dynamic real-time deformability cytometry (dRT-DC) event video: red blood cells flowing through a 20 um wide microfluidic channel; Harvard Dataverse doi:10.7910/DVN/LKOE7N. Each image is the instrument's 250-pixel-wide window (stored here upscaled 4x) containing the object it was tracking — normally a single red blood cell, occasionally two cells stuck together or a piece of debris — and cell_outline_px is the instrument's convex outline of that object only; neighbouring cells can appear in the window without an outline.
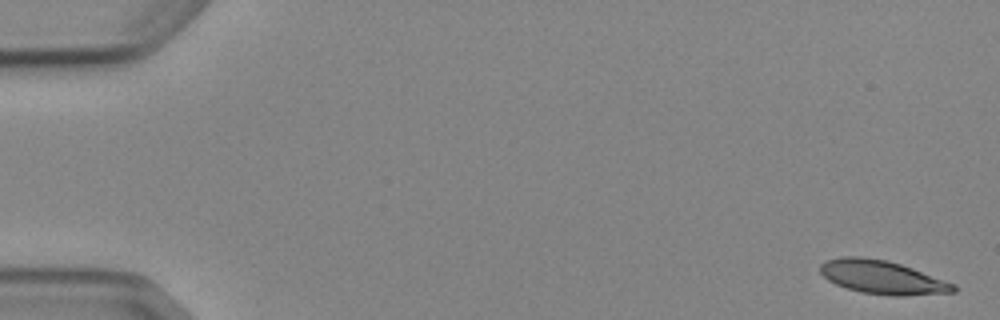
{"species": "Egyptian fruit bat (a non-hibernating species)", "species_latin": "Rousettus aegyptiacus", "temperature_condition": "cold", "stored_images_in_passage": 5, "camera_frame_rate_fps": 3000, "um_per_image_px": 0.085, "animal": {"sex": "female"}, "frame": {"image": 1, "passage_image": 1, "time_ms": 0.0, "image_size_px": [1000, 320], "cell_outline_px": [[960, 288], [956, 292], [904, 296], [892, 296], [860, 292], [836, 284], [828, 280], [820, 272], [820, 264], [824, 260], [844, 256], [860, 256], [888, 260], [912, 268], [956, 284]], "centroid_in_image_um": [75.02, 23.57], "position_along_channel_um": 10.0, "area_um2": 26.24}}
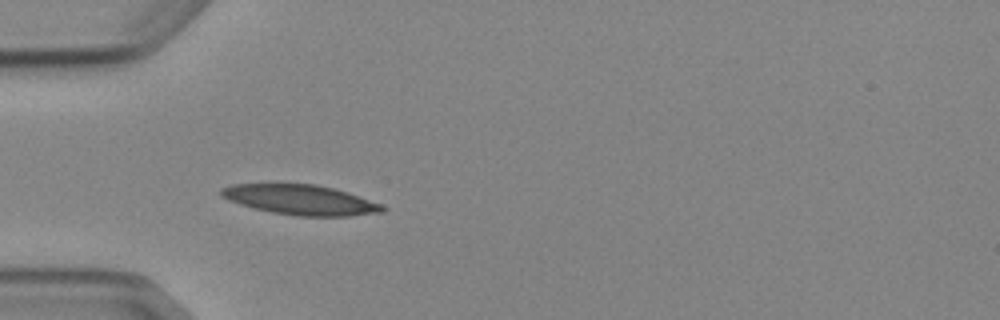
{"frame": {"image": 2, "passage_image": 5, "time_ms": 5.0, "image_size_px": [1000, 320], "cell_outline_px": [[388, 208], [384, 212], [348, 216], [296, 216], [272, 212], [240, 204], [228, 200], [220, 196], [220, 188], [232, 184], [316, 184], [348, 192], [380, 204]], "centroid_in_image_um": [25.54, 16.98], "position_along_channel_um": 59.5, "area_um2": 28.09}}